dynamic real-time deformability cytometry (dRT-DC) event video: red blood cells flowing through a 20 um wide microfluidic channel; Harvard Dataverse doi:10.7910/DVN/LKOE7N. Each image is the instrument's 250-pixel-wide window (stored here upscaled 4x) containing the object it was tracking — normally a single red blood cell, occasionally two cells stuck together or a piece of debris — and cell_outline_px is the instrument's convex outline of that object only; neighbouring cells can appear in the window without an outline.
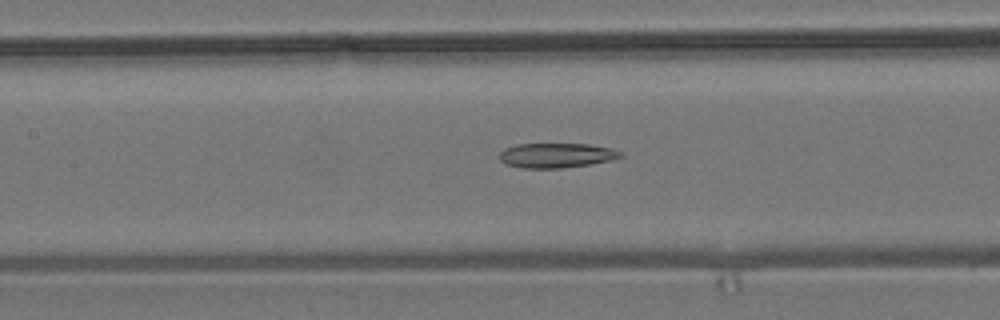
{"species": "common noctule bat (a hibernating species)", "species_latin": "Nyctalus noctula", "temperature_condition": "room temperature", "stored_images_in_passage": 47, "camera_frame_rate_fps": 3000, "um_per_image_px": 0.085, "animal": {"sex": "male", "body_mass_g": 19.2, "forearm_length_mm": 51.8}, "frame": {"image": 1, "passage_image": 17, "time_ms": 5.333, "image_size_px": [1000, 320], "cell_outline_px": [[624, 156], [612, 160], [588, 164], [560, 168], [520, 168], [504, 164], [500, 160], [500, 152], [504, 148], [516, 144], [588, 144], [612, 148], [620, 152]], "centroid_in_image_um": [47.26, 13.2], "position_along_channel_um": 160.1, "area_um2": 17.46}}
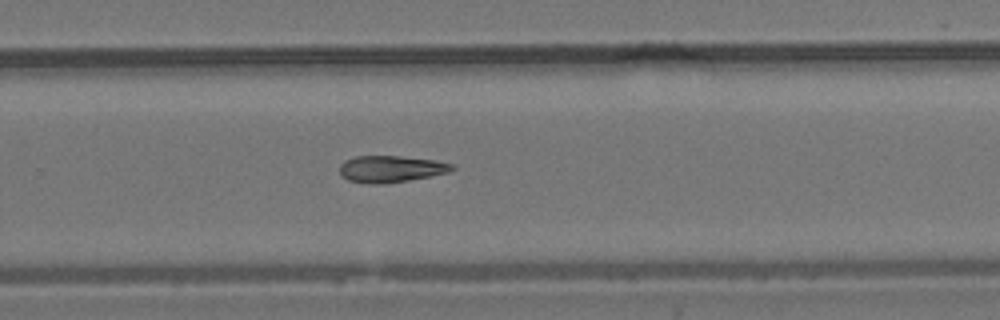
{"frame": {"image": 2, "passage_image": 28, "time_ms": 9.0, "image_size_px": [1000, 320], "cell_outline_px": [[456, 168], [448, 172], [432, 176], [384, 184], [368, 184], [348, 180], [340, 172], [340, 164], [344, 160], [356, 156], [400, 156], [436, 160], [456, 164]], "centroid_in_image_um": [33.26, 14.36], "position_along_channel_um": 296.5, "area_um2": 17.63}}
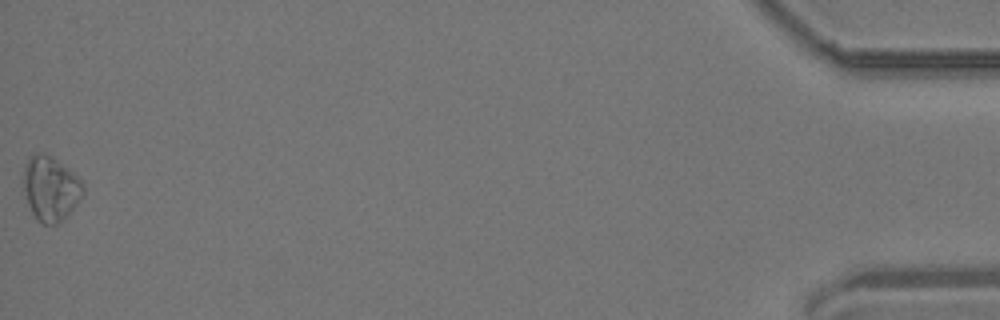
{"frame": {"image": 3, "passage_image": 47, "time_ms": 15.333, "image_size_px": [1000, 320], "cell_outline_px": [[84, 192], [80, 200], [56, 224], [40, 224], [36, 220], [28, 204], [24, 188], [24, 164], [28, 156], [36, 152], [52, 156], [84, 180]], "centroid_in_image_um": [4.3, 15.99], "position_along_channel_um": 430.9, "area_um2": 22.48}}